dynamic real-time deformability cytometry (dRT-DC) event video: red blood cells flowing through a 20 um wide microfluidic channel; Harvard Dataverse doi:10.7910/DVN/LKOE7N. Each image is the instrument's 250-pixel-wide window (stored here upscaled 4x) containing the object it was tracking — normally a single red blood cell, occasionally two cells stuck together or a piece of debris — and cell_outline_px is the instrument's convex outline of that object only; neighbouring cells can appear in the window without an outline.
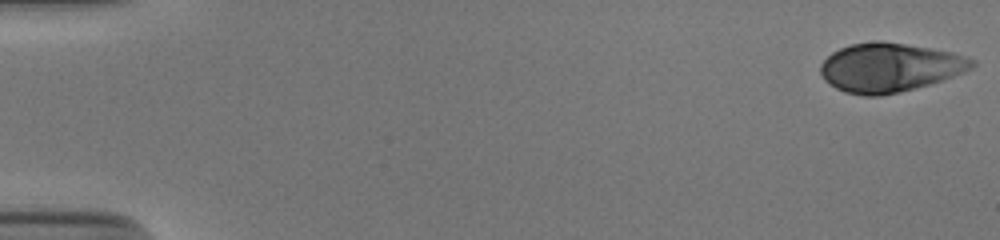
{"species": "human", "species_latin": "Homo sapiens", "temperature_condition": "cold", "stored_images_in_passage": 53, "camera_frame_rate_fps": 3000, "um_per_image_px": 0.085, "donor": {"sex": "male"}, "frame": {"image": 1, "passage_image": 1, "time_ms": 0.0, "image_size_px": [1000, 240], "cell_outline_px": [[976, 64], [972, 68], [964, 72], [928, 84], [900, 92], [880, 96], [864, 96], [844, 92], [828, 84], [824, 80], [820, 72], [820, 64], [832, 52], [840, 48], [852, 44], [880, 40], [952, 52], [976, 60]], "centroid_in_image_um": [75.59, 5.74], "position_along_channel_um": 9.4, "area_um2": 43.0}}
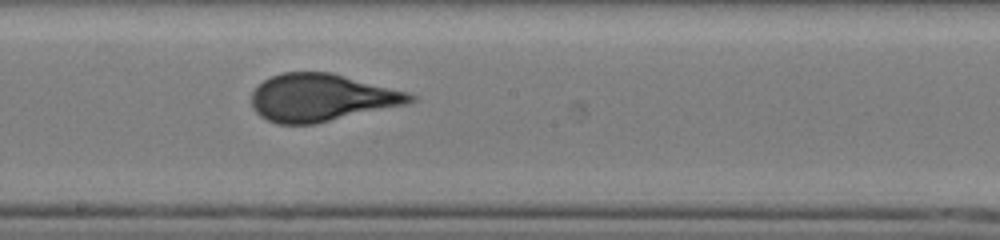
{"frame": {"image": 2, "passage_image": 30, "time_ms": 9.667, "image_size_px": [1000, 240], "cell_outline_px": [[416, 100], [404, 104], [316, 124], [276, 124], [260, 116], [252, 108], [252, 92], [264, 80], [272, 76], [284, 72], [332, 72], [408, 92], [416, 96]], "centroid_in_image_um": [27.3, 8.3], "position_along_channel_um": 220.9, "area_um2": 43.7}}
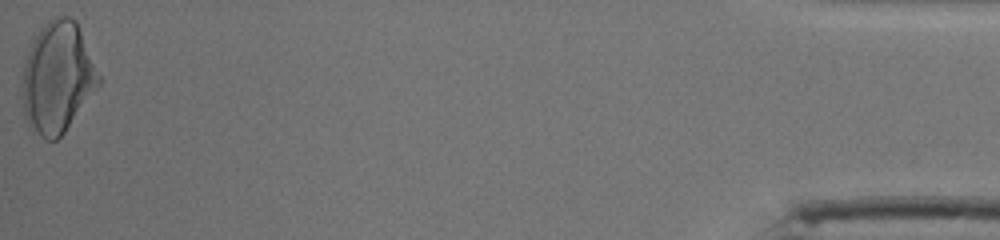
{"frame": {"image": 3, "passage_image": 53, "time_ms": 17.333, "image_size_px": [1000, 240], "cell_outline_px": [[104, 80], [64, 132], [56, 140], [48, 140], [32, 132], [28, 124], [24, 112], [20, 96], [24, 64], [28, 52], [40, 28], [52, 16], [68, 16], [76, 20], [80, 28]], "centroid_in_image_um": [4.91, 6.58], "position_along_channel_um": 430.3, "area_um2": 50.11}, "authors_computed_cell_mechanics": {"area_um2": 43.4656, "velocity_mm_per_s": 3.8812, "shape_relaxation_time_tau1_ms": 5.0237, "shape_relaxation_time_tau2_ms": null, "deformation_change_tau1": 0.1832, "deformation_change_tau2": null}}